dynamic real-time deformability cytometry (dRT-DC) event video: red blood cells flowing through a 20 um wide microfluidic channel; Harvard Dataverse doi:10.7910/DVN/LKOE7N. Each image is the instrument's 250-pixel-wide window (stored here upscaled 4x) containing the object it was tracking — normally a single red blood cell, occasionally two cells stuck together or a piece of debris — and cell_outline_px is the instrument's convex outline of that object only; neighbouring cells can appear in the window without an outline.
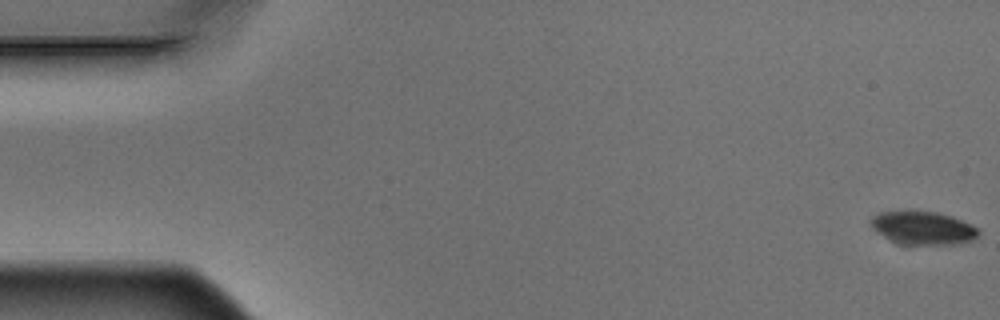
{"species": "Egyptian fruit bat (a non-hibernating species)", "species_latin": "Rousettus aegyptiacus", "temperature_condition": "warm", "stored_images_in_passage": 4, "camera_frame_rate_fps": 3000, "um_per_image_px": 0.085, "animal": {"sex": "male"}, "frame": {"image": 1, "passage_image": 1, "time_ms": 0.0, "image_size_px": [1000, 320], "cell_outline_px": [[980, 232], [972, 240], [952, 244], [900, 244], [876, 232], [872, 228], [872, 216], [880, 212], [908, 208], [916, 208], [936, 212], [952, 216], [976, 228]], "centroid_in_image_um": [78.38, 19.32], "position_along_channel_um": 6.6, "area_um2": 21.1}}